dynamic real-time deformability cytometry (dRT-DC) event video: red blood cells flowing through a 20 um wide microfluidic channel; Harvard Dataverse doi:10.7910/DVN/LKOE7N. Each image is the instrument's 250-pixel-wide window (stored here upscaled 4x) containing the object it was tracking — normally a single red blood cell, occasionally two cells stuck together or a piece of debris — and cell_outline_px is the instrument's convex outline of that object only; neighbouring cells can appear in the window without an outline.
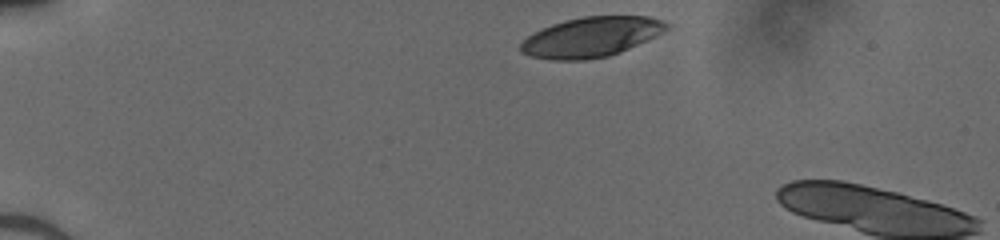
{"species": "human", "species_latin": "Homo sapiens", "temperature_condition": "cold", "stored_images_in_passage": 4, "camera_frame_rate_fps": 3000, "um_per_image_px": 0.085, "donor": {"sex": "male"}, "frame": {"image": 1, "passage_image": 1, "time_ms": 0.0, "image_size_px": [1000, 240], "cell_outline_px": [[668, 28], [656, 36], [620, 52], [608, 56], [584, 60], [552, 60], [532, 56], [520, 52], [520, 44], [528, 36], [552, 24], [564, 20], [584, 16], [648, 16], [660, 20], [668, 24]], "centroid_in_image_um": [50.24, 3.15], "position_along_channel_um": 34.8, "area_um2": 33.64}}